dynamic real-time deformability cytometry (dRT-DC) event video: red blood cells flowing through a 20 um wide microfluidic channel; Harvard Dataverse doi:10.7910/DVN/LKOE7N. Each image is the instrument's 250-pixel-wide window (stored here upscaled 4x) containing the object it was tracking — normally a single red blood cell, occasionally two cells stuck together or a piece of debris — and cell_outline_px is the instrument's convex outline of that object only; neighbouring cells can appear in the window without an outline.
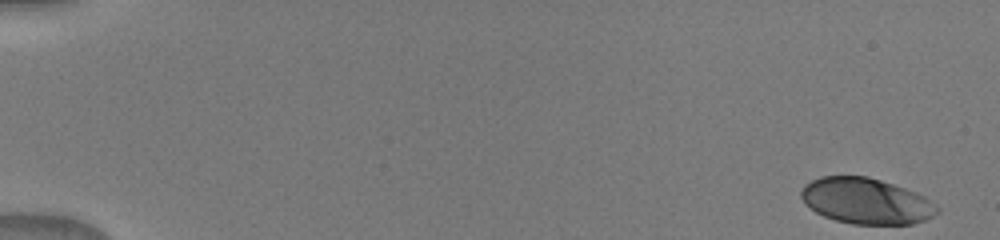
{"species": "human", "species_latin": "Homo sapiens", "temperature_condition": "warm", "stored_images_in_passage": 32, "camera_frame_rate_fps": 3000, "um_per_image_px": 0.085, "donor": {"sex": "male"}, "frame": {"image": 1, "passage_image": 1, "time_ms": 0.0, "image_size_px": [1000, 240], "cell_outline_px": [[940, 212], [924, 220], [912, 224], [852, 224], [836, 220], [824, 216], [816, 212], [800, 196], [800, 192], [804, 184], [820, 176], [868, 176], [916, 192], [924, 196], [940, 208]], "centroid_in_image_um": [73.63, 17.08], "position_along_channel_um": 11.4, "area_um2": 36.18}}
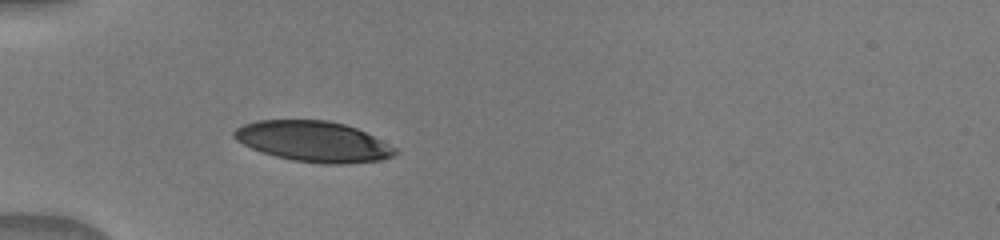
{"frame": {"image": 2, "passage_image": 18, "time_ms": 5.0, "image_size_px": [1000, 240], "cell_outline_px": [[396, 152], [392, 156], [380, 160], [344, 164], [324, 164], [292, 160], [260, 152], [236, 140], [232, 136], [232, 132], [236, 128], [244, 124], [256, 120], [328, 120], [344, 124], [356, 128], [396, 148]], "centroid_in_image_um": [26.59, 12.02], "position_along_channel_um": 58.4, "area_um2": 37.86}}
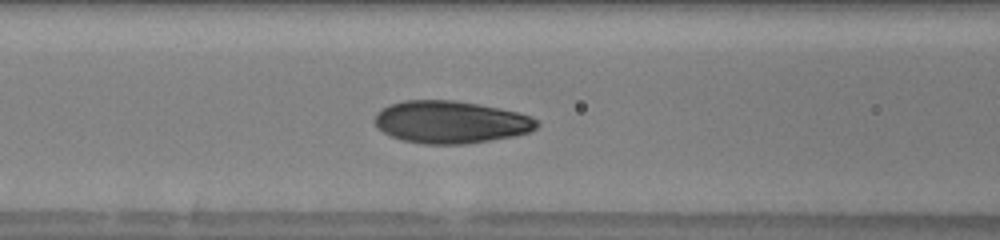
{"frame": {"image": 3, "passage_image": 24, "time_ms": 7.0, "image_size_px": [1000, 240], "cell_outline_px": [[540, 124], [536, 128], [528, 132], [512, 136], [468, 144], [424, 144], [400, 140], [384, 132], [376, 124], [376, 112], [380, 108], [388, 104], [404, 100], [456, 100], [480, 104], [520, 112], [532, 116]], "centroid_in_image_um": [38.32, 10.36], "position_along_channel_um": 128.3, "area_um2": 40.29}}